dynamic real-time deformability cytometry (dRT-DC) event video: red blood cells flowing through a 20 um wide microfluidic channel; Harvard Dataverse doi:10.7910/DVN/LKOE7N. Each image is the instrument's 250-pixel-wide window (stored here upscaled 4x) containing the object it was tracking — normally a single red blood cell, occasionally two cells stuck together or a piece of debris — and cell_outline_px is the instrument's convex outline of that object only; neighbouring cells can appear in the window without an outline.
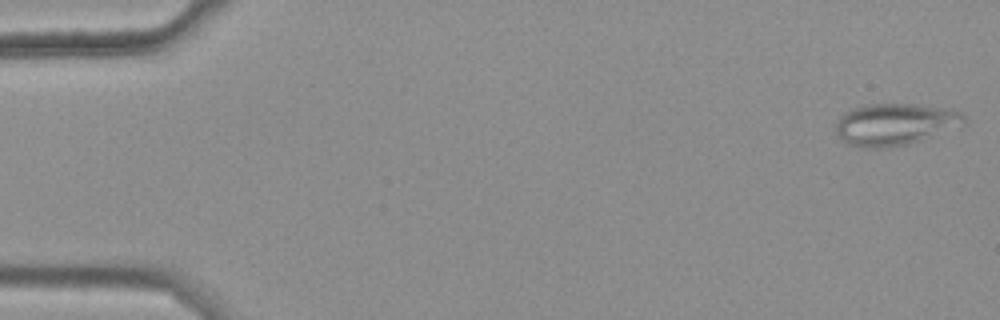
{"species": "common noctule bat (a hibernating species)", "species_latin": "Nyctalus noctula", "temperature_condition": "warm", "stored_images_in_passage": 48, "camera_frame_rate_fps": 3000, "um_per_image_px": 0.085, "animal": {"sex": "female", "body_mass_g": 25.1}, "frame": {"image": 1, "passage_image": 1, "time_ms": 0.0, "image_size_px": [1000, 320], "cell_outline_px": [[968, 124], [960, 128], [908, 144], [880, 148], [860, 148], [848, 144], [836, 132], [836, 124], [840, 116], [844, 112], [852, 108], [868, 104], [916, 104], [944, 108], [960, 112], [968, 120]], "centroid_in_image_um": [76.13, 10.57], "position_along_channel_um": 8.9, "area_um2": 31.62}}
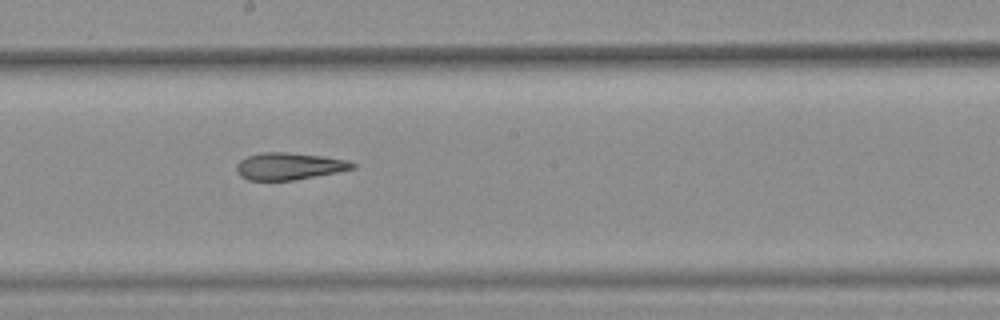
{"frame": {"image": 2, "passage_image": 30, "time_ms": 9.667, "image_size_px": [1000, 320], "cell_outline_px": [[356, 168], [336, 172], [292, 180], [248, 180], [240, 176], [236, 172], [236, 164], [240, 160], [248, 156], [260, 152], [288, 152], [324, 156], [348, 160], [356, 164]], "centroid_in_image_um": [24.56, 14.11], "position_along_channel_um": 223.6, "area_um2": 18.32}}
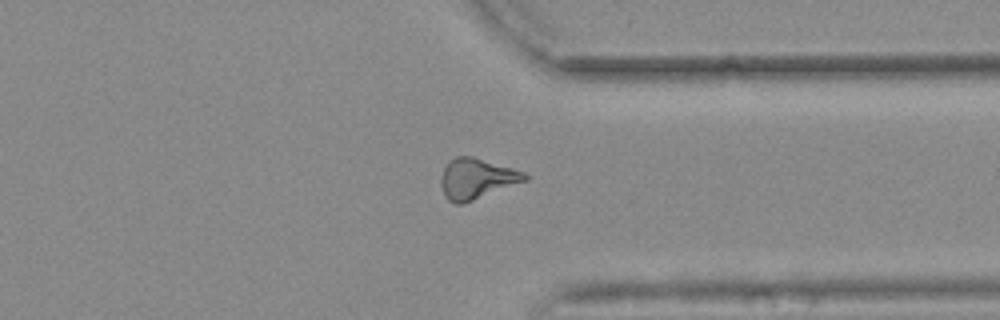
{"frame": {"image": 3, "passage_image": 42, "time_ms": 13.667, "image_size_px": [1000, 320], "cell_outline_px": [[528, 180], [464, 204], [456, 204], [448, 200], [444, 196], [440, 184], [440, 176], [448, 160], [456, 156], [472, 156], [512, 168], [524, 172], [528, 176]], "centroid_in_image_um": [40.48, 15.2], "position_along_channel_um": 370.9, "area_um2": 20.0}, "authors_computed_cell_mechanics": {"area_um2": 19.6809, "velocity_mm_per_s": 3.7086, "shape_relaxation_time_tau1_ms": null, "shape_relaxation_time_tau2_ms": 4.0764, "deformation_change_tau1": null, "deformation_change_tau2": 0.1462}}